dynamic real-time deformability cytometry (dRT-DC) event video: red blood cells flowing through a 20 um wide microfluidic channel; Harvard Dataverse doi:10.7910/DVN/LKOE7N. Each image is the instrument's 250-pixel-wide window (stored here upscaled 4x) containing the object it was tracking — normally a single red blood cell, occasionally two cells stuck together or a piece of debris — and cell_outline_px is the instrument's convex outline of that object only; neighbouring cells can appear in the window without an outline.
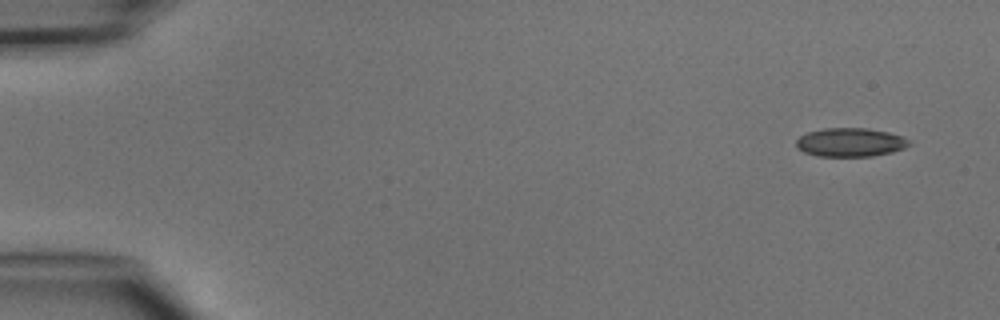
{"species": "common noctule bat (a hibernating species)", "species_latin": "Nyctalus noctula", "temperature_condition": "cold", "stored_images_in_passage": 4, "camera_frame_rate_fps": 3000, "um_per_image_px": 0.085, "animal": {"sex": "male", "body_mass_g": 15.6}, "frame": {"image": 1, "passage_image": 1, "time_ms": 0.0, "image_size_px": [1000, 320], "cell_outline_px": [[912, 144], [904, 148], [892, 152], [872, 156], [816, 156], [804, 152], [796, 148], [796, 140], [800, 136], [808, 132], [824, 128], [868, 128], [888, 132], [904, 136], [912, 140]], "centroid_in_image_um": [72.31, 12.09], "position_along_channel_um": 12.7, "area_um2": 19.13}}
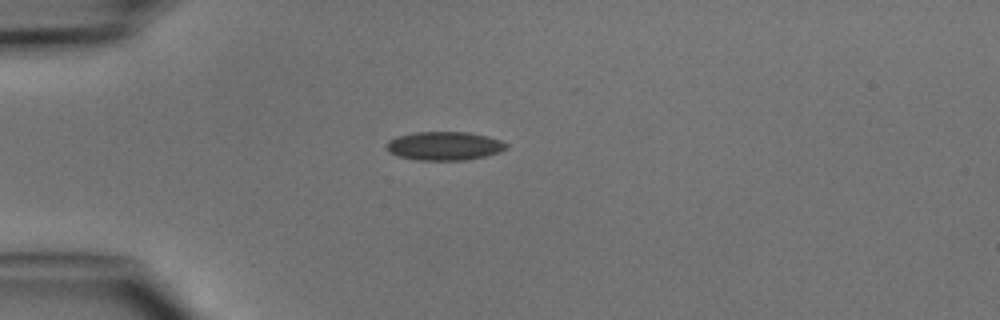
{"frame": {"image": 2, "passage_image": 3, "time_ms": 3.333, "image_size_px": [1000, 320], "cell_outline_px": [[508, 148], [500, 152], [484, 156], [464, 160], [416, 160], [400, 156], [388, 152], [384, 148], [384, 144], [388, 140], [396, 136], [416, 132], [468, 132], [488, 136], [500, 140], [508, 144]], "centroid_in_image_um": [37.74, 12.4], "position_along_channel_um": 47.3, "area_um2": 20.17}}